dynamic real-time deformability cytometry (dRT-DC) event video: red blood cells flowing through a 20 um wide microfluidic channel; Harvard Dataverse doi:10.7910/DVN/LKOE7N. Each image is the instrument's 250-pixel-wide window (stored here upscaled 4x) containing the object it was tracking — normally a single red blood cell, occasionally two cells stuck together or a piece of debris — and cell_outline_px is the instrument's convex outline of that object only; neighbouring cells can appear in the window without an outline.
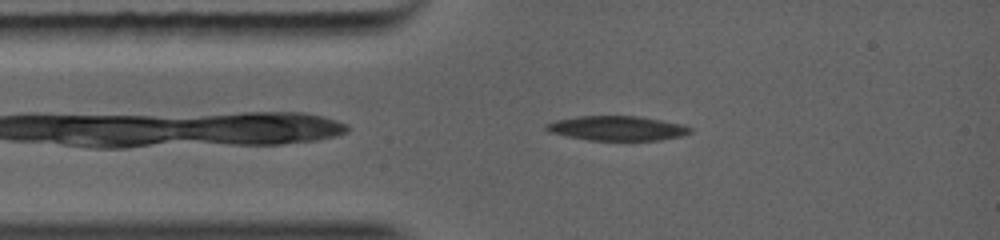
{"species": "common noctule bat (a hibernating species)", "species_latin": "Nyctalus noctula", "temperature_condition": "warm", "stored_images_in_passage": 15, "camera_frame_rate_fps": 5000, "um_per_image_px": 0.085, "animal": {"sex": "female", "body_mass_g": 19.0, "forearm_length_mm": 56.7}, "frame": {"image": 1, "passage_image": 6, "time_ms": 0.8, "image_size_px": [1000, 240], "cell_outline_px": [[692, 132], [684, 136], [660, 140], [588, 140], [548, 132], [544, 128], [544, 124], [556, 120], [580, 116], [640, 116], [684, 124], [692, 128]], "centroid_in_image_um": [52.49, 10.9], "position_along_channel_um": 32.5, "area_um2": 20.81}}
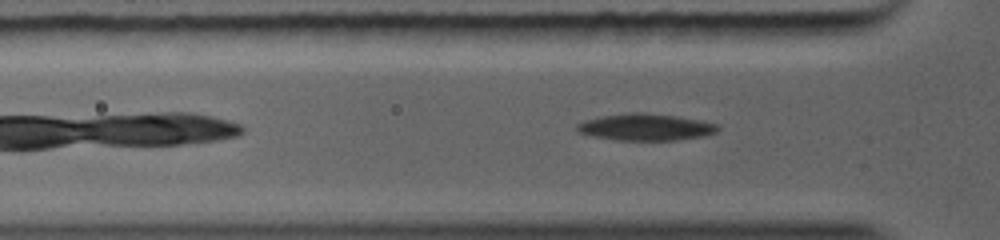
{"frame": {"image": 2, "passage_image": 13, "time_ms": 1.8, "image_size_px": [1000, 240], "cell_outline_px": [[720, 128], [716, 132], [704, 136], [676, 140], [616, 140], [592, 136], [576, 132], [576, 124], [584, 120], [600, 116], [632, 112], [640, 112], [672, 116], [700, 120], [716, 124]], "centroid_in_image_um": [54.82, 10.81], "position_along_channel_um": 71.0, "area_um2": 21.91}}